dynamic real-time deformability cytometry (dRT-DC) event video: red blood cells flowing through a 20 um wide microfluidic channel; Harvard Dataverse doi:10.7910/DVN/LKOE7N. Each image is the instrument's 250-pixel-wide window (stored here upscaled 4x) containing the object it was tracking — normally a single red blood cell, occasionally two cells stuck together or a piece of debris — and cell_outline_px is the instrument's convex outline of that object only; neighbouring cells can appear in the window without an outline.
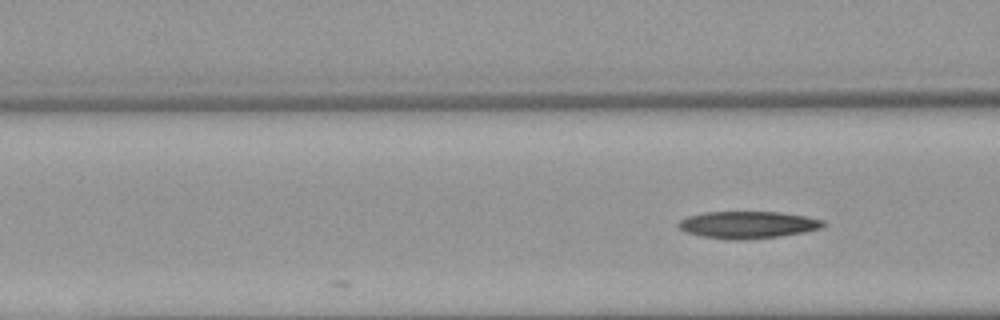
{"species": "Egyptian fruit bat (a non-hibernating species)", "species_latin": "Rousettus aegyptiacus", "temperature_condition": "warm", "stored_images_in_passage": 4, "camera_frame_rate_fps": 3000, "um_per_image_px": 0.085, "animal": {"sex": "female"}, "frame": {"image": 1, "passage_image": 4, "time_ms": 3.333, "image_size_px": [1000, 320], "cell_outline_px": [[828, 224], [820, 228], [804, 232], [780, 236], [736, 240], [728, 240], [700, 236], [684, 232], [676, 224], [680, 220], [688, 216], [704, 212], [780, 212], [804, 216], [824, 220]], "centroid_in_image_um": [63.54, 19.11], "position_along_channel_um": 103.1, "area_um2": 22.95}}